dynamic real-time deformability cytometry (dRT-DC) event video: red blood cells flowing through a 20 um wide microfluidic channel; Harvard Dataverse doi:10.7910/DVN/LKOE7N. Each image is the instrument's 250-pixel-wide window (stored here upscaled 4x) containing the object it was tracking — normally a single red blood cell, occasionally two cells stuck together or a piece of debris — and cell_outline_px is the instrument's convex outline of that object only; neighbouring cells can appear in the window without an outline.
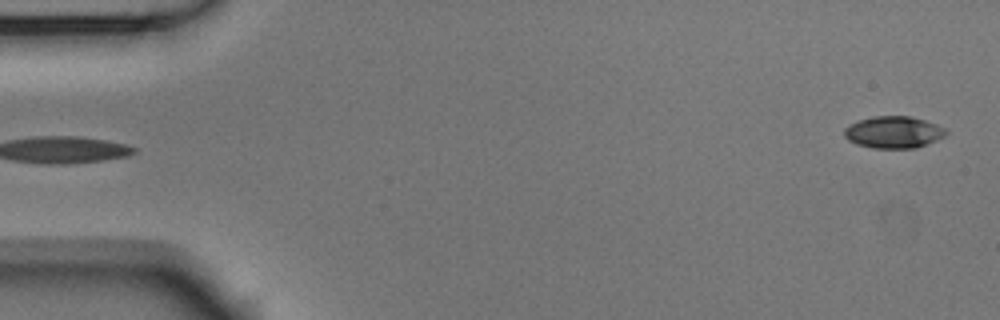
{"species": "Egyptian fruit bat (a non-hibernating species)", "species_latin": "Rousettus aegyptiacus", "temperature_condition": "room temperature", "stored_images_in_passage": 4, "segment_of_instrument_passage": [2, 2], "camera_frame_rate_fps": 3000, "um_per_image_px": 0.085, "animal": {"sex": "male"}, "frame": {"image": 1, "passage_image": 4, "time_ms": 1.0, "image_size_px": [1000, 320], "cell_outline_px": [[948, 132], [944, 136], [928, 144], [916, 148], [872, 148], [856, 144], [848, 140], [844, 136], [844, 128], [848, 124], [872, 116], [912, 116], [936, 124], [944, 128]], "centroid_in_image_um": [75.93, 11.24], "position_along_channel_um": 9.1, "area_um2": 19.02}}